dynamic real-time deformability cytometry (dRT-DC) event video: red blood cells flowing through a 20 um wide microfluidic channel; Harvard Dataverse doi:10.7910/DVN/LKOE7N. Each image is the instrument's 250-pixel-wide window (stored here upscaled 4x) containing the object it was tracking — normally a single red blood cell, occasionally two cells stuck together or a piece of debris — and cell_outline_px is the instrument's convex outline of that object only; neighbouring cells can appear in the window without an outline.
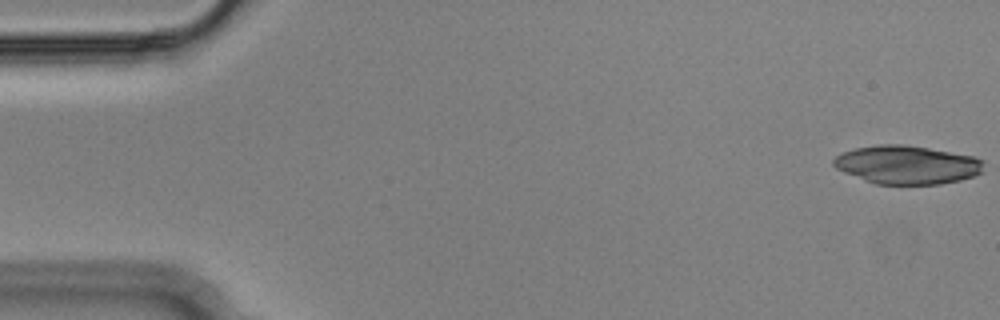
{"species": "Egyptian fruit bat (a non-hibernating species)", "species_latin": "Rousettus aegyptiacus", "temperature_condition": "cold", "stored_images_in_passage": 40, "camera_frame_rate_fps": 3000, "um_per_image_px": 0.085, "animal": {"sex": "male"}, "frame": {"image": 1, "passage_image": 1, "time_ms": 0.0, "image_size_px": [1000, 320], "cell_outline_px": [[984, 172], [960, 180], [940, 184], [876, 184], [864, 180], [844, 172], [836, 168], [832, 164], [832, 160], [836, 156], [844, 152], [856, 148], [880, 144], [900, 144], [928, 148], [972, 156], [984, 160]], "centroid_in_image_um": [77.1, 14.01], "position_along_channel_um": 7.9, "area_um2": 33.58}}